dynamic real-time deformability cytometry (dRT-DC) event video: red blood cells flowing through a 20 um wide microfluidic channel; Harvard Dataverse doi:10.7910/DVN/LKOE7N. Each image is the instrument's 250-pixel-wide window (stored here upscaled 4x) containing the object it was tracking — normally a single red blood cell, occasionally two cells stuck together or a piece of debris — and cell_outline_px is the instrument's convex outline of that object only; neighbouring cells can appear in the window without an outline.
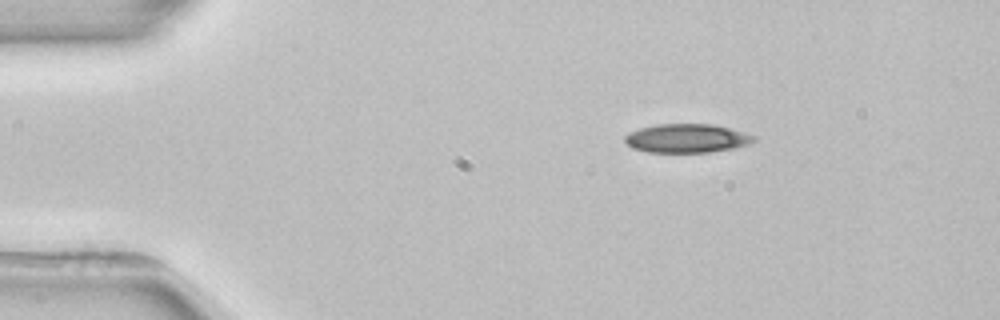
{"species": "common noctule bat (a hibernating species)", "species_latin": "Nyctalus noctula", "temperature_condition": "room temperature", "stored_images_in_passage": 3, "camera_frame_rate_fps": 3000, "um_per_image_px": 0.085, "animal": {"sex": "female", "body_mass_g": 22.7, "forearm_length_mm": 54.2}, "frame": {"image": 1, "passage_image": 1, "time_ms": 0.0, "image_size_px": [1000, 320], "cell_outline_px": [[756, 140], [748, 144], [732, 148], [708, 152], [648, 152], [632, 148], [624, 140], [624, 136], [628, 132], [640, 128], [656, 124], [712, 124], [744, 132], [756, 136]], "centroid_in_image_um": [58.35, 11.75], "position_along_channel_um": 26.6, "area_um2": 21.56}}
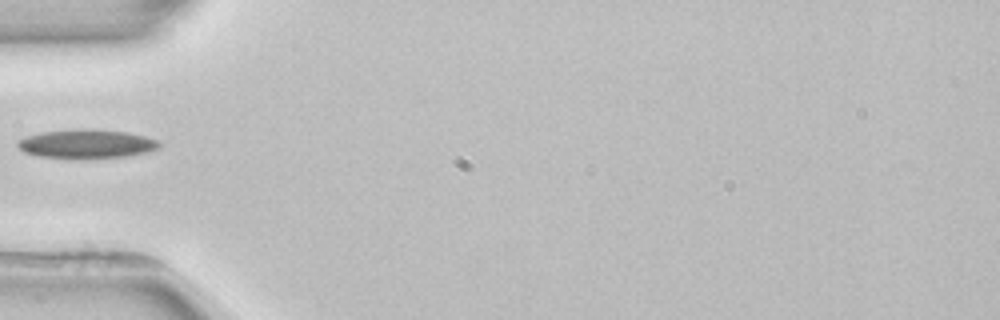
{"frame": {"image": 2, "passage_image": 3, "time_ms": 3.0, "image_size_px": [1000, 320], "cell_outline_px": [[164, 144], [160, 148], [148, 152], [128, 156], [84, 160], [40, 156], [24, 152], [16, 144], [16, 140], [24, 136], [40, 132], [80, 128], [88, 128], [128, 132], [160, 140]], "centroid_in_image_um": [7.39, 12.24], "position_along_channel_um": 77.6, "area_um2": 24.74}}